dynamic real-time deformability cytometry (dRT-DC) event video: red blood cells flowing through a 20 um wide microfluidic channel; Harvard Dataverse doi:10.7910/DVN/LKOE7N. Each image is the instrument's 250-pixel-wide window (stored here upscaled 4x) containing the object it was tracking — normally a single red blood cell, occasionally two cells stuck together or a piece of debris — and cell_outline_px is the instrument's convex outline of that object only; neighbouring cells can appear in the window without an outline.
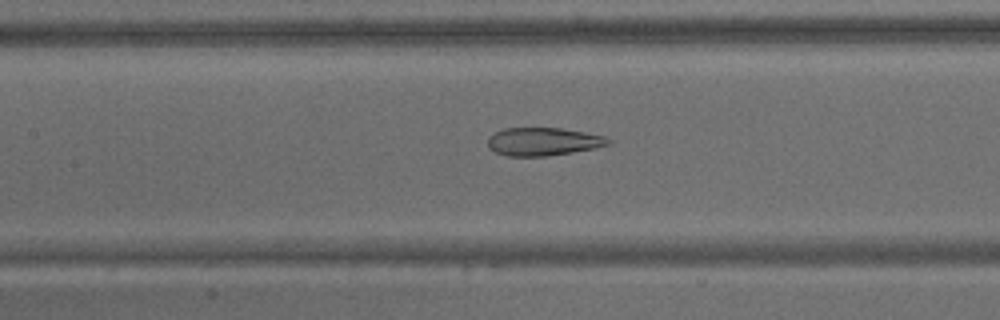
{"species": "common noctule bat (a hibernating species)", "species_latin": "Nyctalus noctula", "temperature_condition": "warm", "stored_images_in_passage": 65, "camera_frame_rate_fps": 3000, "um_per_image_px": 0.085, "animal": {"sex": "male", "body_mass_g": 15.6}, "frame": {"image": 1, "passage_image": 29, "time_ms": 9.333, "image_size_px": [1000, 320], "cell_outline_px": [[612, 144], [592, 148], [544, 156], [508, 156], [496, 152], [488, 148], [488, 136], [504, 128], [560, 128], [584, 132], [604, 136], [612, 140]], "centroid_in_image_um": [46.14, 12.02], "position_along_channel_um": 161.3, "area_um2": 19.48}}
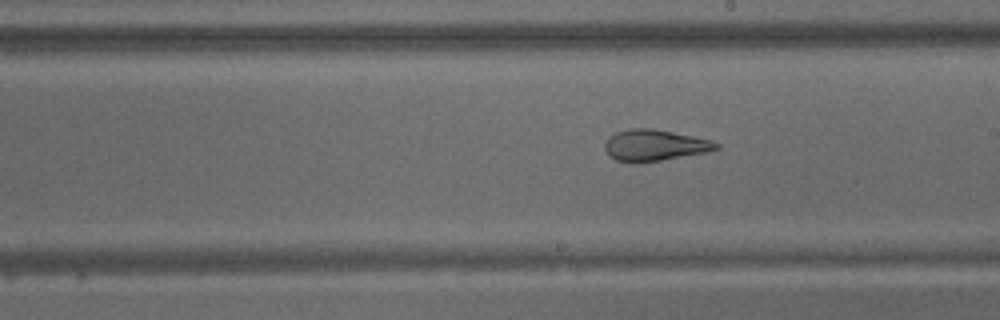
{"frame": {"image": 2, "passage_image": 36, "time_ms": 11.667, "image_size_px": [1000, 320], "cell_outline_px": [[720, 148], [708, 152], [660, 160], [616, 160], [608, 156], [604, 148], [604, 144], [608, 136], [616, 132], [628, 128], [656, 128], [712, 140], [720, 144]], "centroid_in_image_um": [55.66, 12.3], "position_along_channel_um": 233.3, "area_um2": 20.11}}
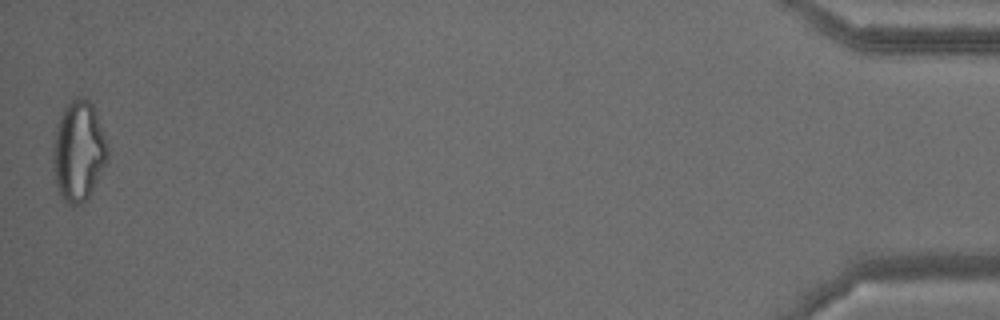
{"frame": {"image": 3, "passage_image": 64, "time_ms": 21.0, "image_size_px": [1000, 320], "cell_outline_px": [[108, 156], [88, 200], [80, 204], [68, 204], [60, 196], [56, 184], [52, 164], [52, 148], [60, 116], [64, 108], [76, 96], [84, 96], [92, 104], [96, 112], [108, 144]], "centroid_in_image_um": [6.67, 12.85], "position_along_channel_um": 428.5, "area_um2": 31.91}, "authors_computed_cell_mechanics": {"area_um2": 26.6458, "velocity_mm_per_s": 3.0977, "shape_relaxation_time_tau1_ms": null, "shape_relaxation_time_tau2_ms": 1.8196, "deformation_change_tau1": null, "deformation_change_tau2": 0.1032}}